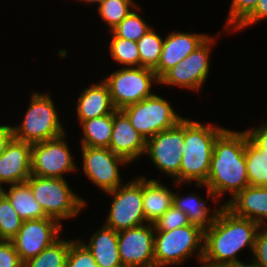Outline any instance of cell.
Instances as JSON below:
<instances>
[{
	"label": "cell",
	"mask_w": 267,
	"mask_h": 267,
	"mask_svg": "<svg viewBox=\"0 0 267 267\" xmlns=\"http://www.w3.org/2000/svg\"><path fill=\"white\" fill-rule=\"evenodd\" d=\"M62 224L46 217L23 221L16 236L11 240L23 263L36 257L60 238Z\"/></svg>",
	"instance_id": "14"
},
{
	"label": "cell",
	"mask_w": 267,
	"mask_h": 267,
	"mask_svg": "<svg viewBox=\"0 0 267 267\" xmlns=\"http://www.w3.org/2000/svg\"><path fill=\"white\" fill-rule=\"evenodd\" d=\"M9 187L8 191L3 189V194L23 221L48 217L34 198L27 182L9 185Z\"/></svg>",
	"instance_id": "24"
},
{
	"label": "cell",
	"mask_w": 267,
	"mask_h": 267,
	"mask_svg": "<svg viewBox=\"0 0 267 267\" xmlns=\"http://www.w3.org/2000/svg\"><path fill=\"white\" fill-rule=\"evenodd\" d=\"M236 267H254L251 263L250 264H236Z\"/></svg>",
	"instance_id": "43"
},
{
	"label": "cell",
	"mask_w": 267,
	"mask_h": 267,
	"mask_svg": "<svg viewBox=\"0 0 267 267\" xmlns=\"http://www.w3.org/2000/svg\"><path fill=\"white\" fill-rule=\"evenodd\" d=\"M81 146L109 147L113 131V113L83 121Z\"/></svg>",
	"instance_id": "25"
},
{
	"label": "cell",
	"mask_w": 267,
	"mask_h": 267,
	"mask_svg": "<svg viewBox=\"0 0 267 267\" xmlns=\"http://www.w3.org/2000/svg\"><path fill=\"white\" fill-rule=\"evenodd\" d=\"M111 37L109 53L112 59L123 65L122 67H140V55L137 42L118 36Z\"/></svg>",
	"instance_id": "29"
},
{
	"label": "cell",
	"mask_w": 267,
	"mask_h": 267,
	"mask_svg": "<svg viewBox=\"0 0 267 267\" xmlns=\"http://www.w3.org/2000/svg\"><path fill=\"white\" fill-rule=\"evenodd\" d=\"M252 254L250 263L254 267H267V225L258 228Z\"/></svg>",
	"instance_id": "36"
},
{
	"label": "cell",
	"mask_w": 267,
	"mask_h": 267,
	"mask_svg": "<svg viewBox=\"0 0 267 267\" xmlns=\"http://www.w3.org/2000/svg\"><path fill=\"white\" fill-rule=\"evenodd\" d=\"M259 0H232L225 30H234L256 7Z\"/></svg>",
	"instance_id": "34"
},
{
	"label": "cell",
	"mask_w": 267,
	"mask_h": 267,
	"mask_svg": "<svg viewBox=\"0 0 267 267\" xmlns=\"http://www.w3.org/2000/svg\"><path fill=\"white\" fill-rule=\"evenodd\" d=\"M23 220L12 207L8 198L0 194V240H12L22 226Z\"/></svg>",
	"instance_id": "32"
},
{
	"label": "cell",
	"mask_w": 267,
	"mask_h": 267,
	"mask_svg": "<svg viewBox=\"0 0 267 267\" xmlns=\"http://www.w3.org/2000/svg\"><path fill=\"white\" fill-rule=\"evenodd\" d=\"M66 267H100L83 241L71 239Z\"/></svg>",
	"instance_id": "33"
},
{
	"label": "cell",
	"mask_w": 267,
	"mask_h": 267,
	"mask_svg": "<svg viewBox=\"0 0 267 267\" xmlns=\"http://www.w3.org/2000/svg\"><path fill=\"white\" fill-rule=\"evenodd\" d=\"M181 194L174 192L173 205L180 209L186 216L190 224L199 226L202 230L208 229L217 218L219 212L223 208L224 204L216 207L213 213L210 214L207 202L201 199L199 195L188 194L187 196H180ZM210 214V215H209Z\"/></svg>",
	"instance_id": "23"
},
{
	"label": "cell",
	"mask_w": 267,
	"mask_h": 267,
	"mask_svg": "<svg viewBox=\"0 0 267 267\" xmlns=\"http://www.w3.org/2000/svg\"><path fill=\"white\" fill-rule=\"evenodd\" d=\"M154 224H143L118 232L119 256L123 267H155Z\"/></svg>",
	"instance_id": "15"
},
{
	"label": "cell",
	"mask_w": 267,
	"mask_h": 267,
	"mask_svg": "<svg viewBox=\"0 0 267 267\" xmlns=\"http://www.w3.org/2000/svg\"><path fill=\"white\" fill-rule=\"evenodd\" d=\"M248 135L246 131L225 129L216 139L210 163L208 178L204 184H194L207 188L208 198L220 201L219 197L226 192L230 198L223 202L226 205L239 192L249 186L245 148Z\"/></svg>",
	"instance_id": "1"
},
{
	"label": "cell",
	"mask_w": 267,
	"mask_h": 267,
	"mask_svg": "<svg viewBox=\"0 0 267 267\" xmlns=\"http://www.w3.org/2000/svg\"><path fill=\"white\" fill-rule=\"evenodd\" d=\"M79 1L86 2L84 4L92 3V4H98L99 6L104 0H79Z\"/></svg>",
	"instance_id": "42"
},
{
	"label": "cell",
	"mask_w": 267,
	"mask_h": 267,
	"mask_svg": "<svg viewBox=\"0 0 267 267\" xmlns=\"http://www.w3.org/2000/svg\"><path fill=\"white\" fill-rule=\"evenodd\" d=\"M216 43L209 36L185 59L169 69L160 79L159 85L178 86L180 88L200 91L210 71L211 45Z\"/></svg>",
	"instance_id": "11"
},
{
	"label": "cell",
	"mask_w": 267,
	"mask_h": 267,
	"mask_svg": "<svg viewBox=\"0 0 267 267\" xmlns=\"http://www.w3.org/2000/svg\"><path fill=\"white\" fill-rule=\"evenodd\" d=\"M184 118L173 128L157 133L146 142L147 155L157 167L180 184V166L184 152Z\"/></svg>",
	"instance_id": "10"
},
{
	"label": "cell",
	"mask_w": 267,
	"mask_h": 267,
	"mask_svg": "<svg viewBox=\"0 0 267 267\" xmlns=\"http://www.w3.org/2000/svg\"><path fill=\"white\" fill-rule=\"evenodd\" d=\"M136 7L134 0H104L97 10L101 19L109 25V31H112Z\"/></svg>",
	"instance_id": "31"
},
{
	"label": "cell",
	"mask_w": 267,
	"mask_h": 267,
	"mask_svg": "<svg viewBox=\"0 0 267 267\" xmlns=\"http://www.w3.org/2000/svg\"><path fill=\"white\" fill-rule=\"evenodd\" d=\"M163 41L159 33L154 31V27L149 29L138 41V52L140 55V67L154 70L160 59L163 49Z\"/></svg>",
	"instance_id": "28"
},
{
	"label": "cell",
	"mask_w": 267,
	"mask_h": 267,
	"mask_svg": "<svg viewBox=\"0 0 267 267\" xmlns=\"http://www.w3.org/2000/svg\"><path fill=\"white\" fill-rule=\"evenodd\" d=\"M103 81L108 85L116 109H123L152 96L153 83L159 84L155 72L143 67H122L108 74Z\"/></svg>",
	"instance_id": "7"
},
{
	"label": "cell",
	"mask_w": 267,
	"mask_h": 267,
	"mask_svg": "<svg viewBox=\"0 0 267 267\" xmlns=\"http://www.w3.org/2000/svg\"><path fill=\"white\" fill-rule=\"evenodd\" d=\"M140 9L138 5L135 10L133 9L114 29H112V31H110L112 36H118L137 42L145 35L152 27L137 13Z\"/></svg>",
	"instance_id": "30"
},
{
	"label": "cell",
	"mask_w": 267,
	"mask_h": 267,
	"mask_svg": "<svg viewBox=\"0 0 267 267\" xmlns=\"http://www.w3.org/2000/svg\"><path fill=\"white\" fill-rule=\"evenodd\" d=\"M121 110L146 141L163 130L173 128L183 119L167 99L156 94Z\"/></svg>",
	"instance_id": "8"
},
{
	"label": "cell",
	"mask_w": 267,
	"mask_h": 267,
	"mask_svg": "<svg viewBox=\"0 0 267 267\" xmlns=\"http://www.w3.org/2000/svg\"><path fill=\"white\" fill-rule=\"evenodd\" d=\"M146 142L131 125L128 116L121 109H117L113 113V131L108 148L132 163L145 155Z\"/></svg>",
	"instance_id": "16"
},
{
	"label": "cell",
	"mask_w": 267,
	"mask_h": 267,
	"mask_svg": "<svg viewBox=\"0 0 267 267\" xmlns=\"http://www.w3.org/2000/svg\"><path fill=\"white\" fill-rule=\"evenodd\" d=\"M13 138V125L0 124V156Z\"/></svg>",
	"instance_id": "40"
},
{
	"label": "cell",
	"mask_w": 267,
	"mask_h": 267,
	"mask_svg": "<svg viewBox=\"0 0 267 267\" xmlns=\"http://www.w3.org/2000/svg\"><path fill=\"white\" fill-rule=\"evenodd\" d=\"M204 230L189 224L169 231H155V267L183 264L193 253H198V262L203 258Z\"/></svg>",
	"instance_id": "6"
},
{
	"label": "cell",
	"mask_w": 267,
	"mask_h": 267,
	"mask_svg": "<svg viewBox=\"0 0 267 267\" xmlns=\"http://www.w3.org/2000/svg\"><path fill=\"white\" fill-rule=\"evenodd\" d=\"M116 110L108 85L103 80L100 83L91 84V87L85 88L78 96L76 111L79 124L88 119L112 114Z\"/></svg>",
	"instance_id": "20"
},
{
	"label": "cell",
	"mask_w": 267,
	"mask_h": 267,
	"mask_svg": "<svg viewBox=\"0 0 267 267\" xmlns=\"http://www.w3.org/2000/svg\"><path fill=\"white\" fill-rule=\"evenodd\" d=\"M32 144L12 139L0 156V184L26 182L31 173Z\"/></svg>",
	"instance_id": "17"
},
{
	"label": "cell",
	"mask_w": 267,
	"mask_h": 267,
	"mask_svg": "<svg viewBox=\"0 0 267 267\" xmlns=\"http://www.w3.org/2000/svg\"><path fill=\"white\" fill-rule=\"evenodd\" d=\"M174 192L156 179L142 175L143 213L146 222L154 224L173 205Z\"/></svg>",
	"instance_id": "21"
},
{
	"label": "cell",
	"mask_w": 267,
	"mask_h": 267,
	"mask_svg": "<svg viewBox=\"0 0 267 267\" xmlns=\"http://www.w3.org/2000/svg\"><path fill=\"white\" fill-rule=\"evenodd\" d=\"M259 227L257 222L236 216L224 205L213 224L204 230L201 263L245 264L237 254L245 247L253 253Z\"/></svg>",
	"instance_id": "2"
},
{
	"label": "cell",
	"mask_w": 267,
	"mask_h": 267,
	"mask_svg": "<svg viewBox=\"0 0 267 267\" xmlns=\"http://www.w3.org/2000/svg\"><path fill=\"white\" fill-rule=\"evenodd\" d=\"M71 240L60 237L36 257L29 259L23 267H66Z\"/></svg>",
	"instance_id": "27"
},
{
	"label": "cell",
	"mask_w": 267,
	"mask_h": 267,
	"mask_svg": "<svg viewBox=\"0 0 267 267\" xmlns=\"http://www.w3.org/2000/svg\"><path fill=\"white\" fill-rule=\"evenodd\" d=\"M15 246L11 240H0V267H23Z\"/></svg>",
	"instance_id": "37"
},
{
	"label": "cell",
	"mask_w": 267,
	"mask_h": 267,
	"mask_svg": "<svg viewBox=\"0 0 267 267\" xmlns=\"http://www.w3.org/2000/svg\"><path fill=\"white\" fill-rule=\"evenodd\" d=\"M26 182L45 214L58 222L78 216L86 206V200L70 189L65 178L31 175Z\"/></svg>",
	"instance_id": "5"
},
{
	"label": "cell",
	"mask_w": 267,
	"mask_h": 267,
	"mask_svg": "<svg viewBox=\"0 0 267 267\" xmlns=\"http://www.w3.org/2000/svg\"><path fill=\"white\" fill-rule=\"evenodd\" d=\"M226 128L184 118V152L180 166V183L204 184L208 178L213 147Z\"/></svg>",
	"instance_id": "3"
},
{
	"label": "cell",
	"mask_w": 267,
	"mask_h": 267,
	"mask_svg": "<svg viewBox=\"0 0 267 267\" xmlns=\"http://www.w3.org/2000/svg\"><path fill=\"white\" fill-rule=\"evenodd\" d=\"M210 35L172 31L165 36L157 67L153 70L160 79L169 69L185 59Z\"/></svg>",
	"instance_id": "18"
},
{
	"label": "cell",
	"mask_w": 267,
	"mask_h": 267,
	"mask_svg": "<svg viewBox=\"0 0 267 267\" xmlns=\"http://www.w3.org/2000/svg\"><path fill=\"white\" fill-rule=\"evenodd\" d=\"M248 139L260 150L267 151V121L261 126L246 130Z\"/></svg>",
	"instance_id": "39"
},
{
	"label": "cell",
	"mask_w": 267,
	"mask_h": 267,
	"mask_svg": "<svg viewBox=\"0 0 267 267\" xmlns=\"http://www.w3.org/2000/svg\"><path fill=\"white\" fill-rule=\"evenodd\" d=\"M201 267H236V264H225V263H201Z\"/></svg>",
	"instance_id": "41"
},
{
	"label": "cell",
	"mask_w": 267,
	"mask_h": 267,
	"mask_svg": "<svg viewBox=\"0 0 267 267\" xmlns=\"http://www.w3.org/2000/svg\"><path fill=\"white\" fill-rule=\"evenodd\" d=\"M267 18V0H259L254 10L233 30L239 31Z\"/></svg>",
	"instance_id": "38"
},
{
	"label": "cell",
	"mask_w": 267,
	"mask_h": 267,
	"mask_svg": "<svg viewBox=\"0 0 267 267\" xmlns=\"http://www.w3.org/2000/svg\"><path fill=\"white\" fill-rule=\"evenodd\" d=\"M225 206L236 216L265 226L267 224V186L249 185Z\"/></svg>",
	"instance_id": "19"
},
{
	"label": "cell",
	"mask_w": 267,
	"mask_h": 267,
	"mask_svg": "<svg viewBox=\"0 0 267 267\" xmlns=\"http://www.w3.org/2000/svg\"><path fill=\"white\" fill-rule=\"evenodd\" d=\"M187 216L172 205L160 218L154 223L155 231H169L178 227L189 225Z\"/></svg>",
	"instance_id": "35"
},
{
	"label": "cell",
	"mask_w": 267,
	"mask_h": 267,
	"mask_svg": "<svg viewBox=\"0 0 267 267\" xmlns=\"http://www.w3.org/2000/svg\"><path fill=\"white\" fill-rule=\"evenodd\" d=\"M84 245L91 251L100 267H123L118 247V232L103 225L90 235L89 243Z\"/></svg>",
	"instance_id": "22"
},
{
	"label": "cell",
	"mask_w": 267,
	"mask_h": 267,
	"mask_svg": "<svg viewBox=\"0 0 267 267\" xmlns=\"http://www.w3.org/2000/svg\"><path fill=\"white\" fill-rule=\"evenodd\" d=\"M106 194L113 197L105 226L119 232L146 224L143 213L142 176Z\"/></svg>",
	"instance_id": "9"
},
{
	"label": "cell",
	"mask_w": 267,
	"mask_h": 267,
	"mask_svg": "<svg viewBox=\"0 0 267 267\" xmlns=\"http://www.w3.org/2000/svg\"><path fill=\"white\" fill-rule=\"evenodd\" d=\"M3 189H4V187H2V185L0 184V194L3 193Z\"/></svg>",
	"instance_id": "44"
},
{
	"label": "cell",
	"mask_w": 267,
	"mask_h": 267,
	"mask_svg": "<svg viewBox=\"0 0 267 267\" xmlns=\"http://www.w3.org/2000/svg\"><path fill=\"white\" fill-rule=\"evenodd\" d=\"M48 93L34 92L21 124L13 126L14 139L34 144L66 133Z\"/></svg>",
	"instance_id": "4"
},
{
	"label": "cell",
	"mask_w": 267,
	"mask_h": 267,
	"mask_svg": "<svg viewBox=\"0 0 267 267\" xmlns=\"http://www.w3.org/2000/svg\"><path fill=\"white\" fill-rule=\"evenodd\" d=\"M245 160L251 186H267V151H260L249 139L246 141Z\"/></svg>",
	"instance_id": "26"
},
{
	"label": "cell",
	"mask_w": 267,
	"mask_h": 267,
	"mask_svg": "<svg viewBox=\"0 0 267 267\" xmlns=\"http://www.w3.org/2000/svg\"><path fill=\"white\" fill-rule=\"evenodd\" d=\"M80 147L83 157V173L103 193L113 191L124 184L119 168L121 165L130 164L125 158L113 153L107 147Z\"/></svg>",
	"instance_id": "13"
},
{
	"label": "cell",
	"mask_w": 267,
	"mask_h": 267,
	"mask_svg": "<svg viewBox=\"0 0 267 267\" xmlns=\"http://www.w3.org/2000/svg\"><path fill=\"white\" fill-rule=\"evenodd\" d=\"M66 133L43 142L32 144L31 173L39 177L65 178L64 174L77 171Z\"/></svg>",
	"instance_id": "12"
}]
</instances>
